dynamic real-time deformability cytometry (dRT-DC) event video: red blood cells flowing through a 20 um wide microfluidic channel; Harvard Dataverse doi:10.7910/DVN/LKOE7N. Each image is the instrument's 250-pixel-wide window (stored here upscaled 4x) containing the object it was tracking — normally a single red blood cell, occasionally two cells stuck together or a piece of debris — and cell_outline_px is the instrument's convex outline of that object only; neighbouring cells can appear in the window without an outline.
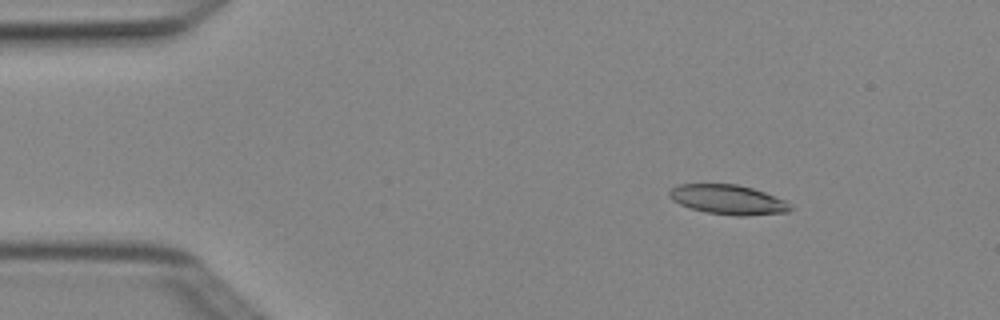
{"species": "Egyptian fruit bat (a non-hibernating species)", "species_latin": "Rousettus aegyptiacus", "temperature_condition": "cold", "stored_images_in_passage": 4, "camera_frame_rate_fps": 3000, "um_per_image_px": 0.085, "animal": {"sex": "female"}, "frame": {"image": 1, "passage_image": 2, "time_ms": 0.333, "image_size_px": [1000, 320], "cell_outline_px": [[792, 208], [788, 212], [744, 216], [736, 216], [708, 212], [692, 208], [680, 204], [672, 200], [668, 196], [668, 192], [672, 188], [680, 184], [736, 184], [752, 188], [764, 192], [784, 200]], "centroid_in_image_um": [61.86, 16.96], "position_along_channel_um": 23.1, "area_um2": 20.63}}